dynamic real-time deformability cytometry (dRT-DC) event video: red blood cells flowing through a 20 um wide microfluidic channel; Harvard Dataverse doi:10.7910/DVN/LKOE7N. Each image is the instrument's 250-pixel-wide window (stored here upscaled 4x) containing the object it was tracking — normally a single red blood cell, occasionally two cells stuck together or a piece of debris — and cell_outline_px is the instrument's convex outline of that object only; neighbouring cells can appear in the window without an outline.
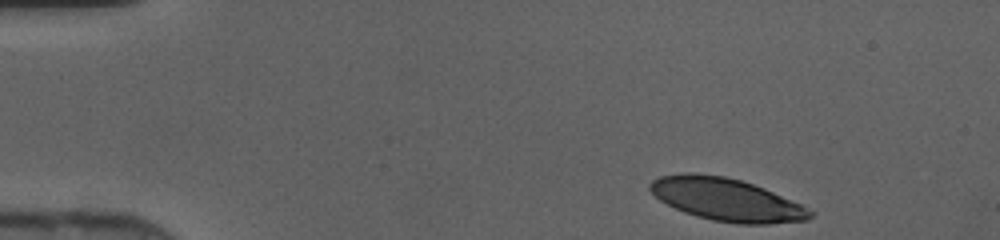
{"species": "human", "species_latin": "Homo sapiens", "temperature_condition": "cold", "stored_images_in_passage": 41, "camera_frame_rate_fps": 3000, "um_per_image_px": 0.085, "donor": {"sex": "female"}, "frame": {"image": 1, "passage_image": 1, "time_ms": 0.0, "image_size_px": [1000, 240], "cell_outline_px": [[816, 212], [808, 220], [768, 224], [740, 224], [712, 220], [696, 216], [684, 212], [660, 200], [648, 188], [648, 184], [652, 180], [660, 176], [684, 172], [692, 172], [724, 176], [740, 180], [764, 188], [800, 204]], "centroid_in_image_um": [61.74, 16.96], "position_along_channel_um": 23.3, "area_um2": 39.77}}
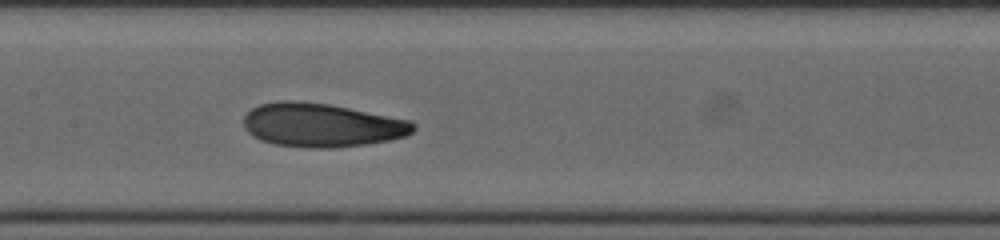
{"frame": {"image": 2, "passage_image": 18, "time_ms": 5.667, "image_size_px": [1000, 240], "cell_outline_px": [[416, 128], [412, 132], [404, 136], [388, 140], [364, 144], [328, 148], [308, 148], [276, 144], [260, 140], [252, 136], [244, 128], [244, 116], [252, 108], [260, 104], [280, 100], [296, 100], [328, 104], [412, 120], [416, 124]], "centroid_in_image_um": [27.33, 10.62], "position_along_channel_um": 180.1, "area_um2": 43.23}}
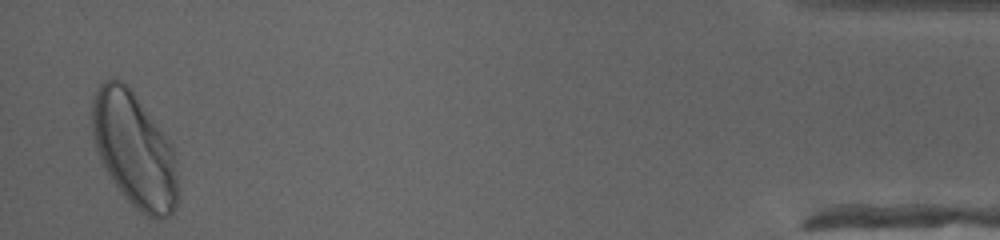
{"frame": {"image": 3, "passage_image": 40, "time_ms": 13.0, "image_size_px": [1000, 240], "cell_outline_px": [[176, 208], [168, 216], [160, 220], [156, 220], [140, 212], [120, 192], [104, 168], [96, 148], [92, 136], [92, 96], [96, 88], [104, 80], [120, 80], [128, 84], [164, 136], [172, 148], [176, 156]], "centroid_in_image_um": [11.38, 12.74], "position_along_channel_um": 423.8, "area_um2": 56.7}}